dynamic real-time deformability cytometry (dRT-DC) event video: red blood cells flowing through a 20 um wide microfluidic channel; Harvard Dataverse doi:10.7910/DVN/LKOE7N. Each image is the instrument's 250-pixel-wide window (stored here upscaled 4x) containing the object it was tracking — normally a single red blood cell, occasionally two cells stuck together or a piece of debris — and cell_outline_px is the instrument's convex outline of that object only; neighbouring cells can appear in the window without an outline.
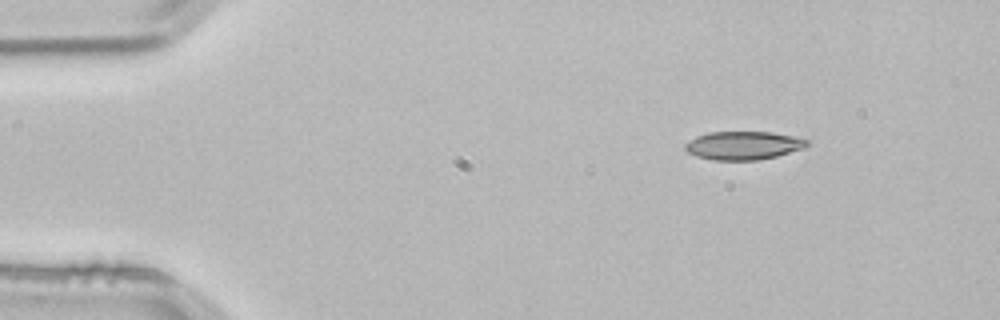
{"species": "common noctule bat (a hibernating species)", "species_latin": "Nyctalus noctula", "temperature_condition": "room temperature", "stored_images_in_passage": 47, "camera_frame_rate_fps": 3000, "um_per_image_px": 0.085, "animal": {"sex": "male", "body_mass_g": 21.5, "forearm_length_mm": 52.0}, "frame": {"image": 1, "passage_image": 1, "time_ms": 0.0, "image_size_px": [1000, 320], "cell_outline_px": [[808, 144], [804, 148], [776, 156], [756, 160], [712, 160], [696, 156], [688, 152], [684, 148], [684, 144], [688, 140], [696, 136], [708, 132], [772, 132], [796, 136], [808, 140]], "centroid_in_image_um": [63.16, 12.36], "position_along_channel_um": 21.8, "area_um2": 20.23}}
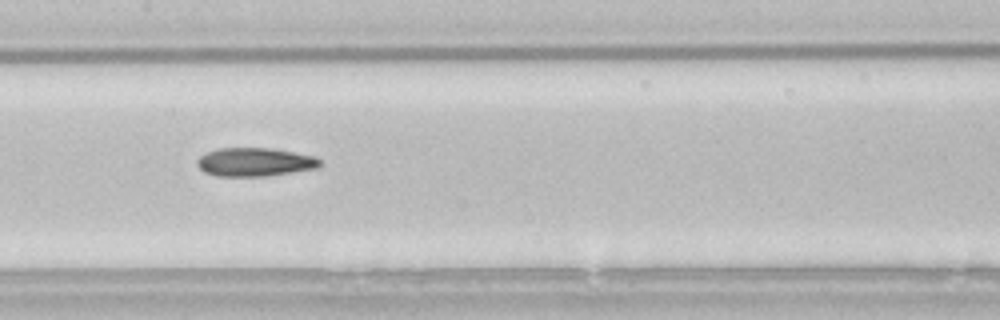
{"frame": {"image": 2, "passage_image": 20, "time_ms": 6.333, "image_size_px": [1000, 320], "cell_outline_px": [[324, 164], [320, 168], [264, 176], [216, 176], [204, 172], [196, 164], [196, 160], [204, 152], [220, 148], [272, 148], [312, 156], [320, 160]], "centroid_in_image_um": [21.64, 13.77], "position_along_channel_um": 185.8, "area_um2": 20.52}}
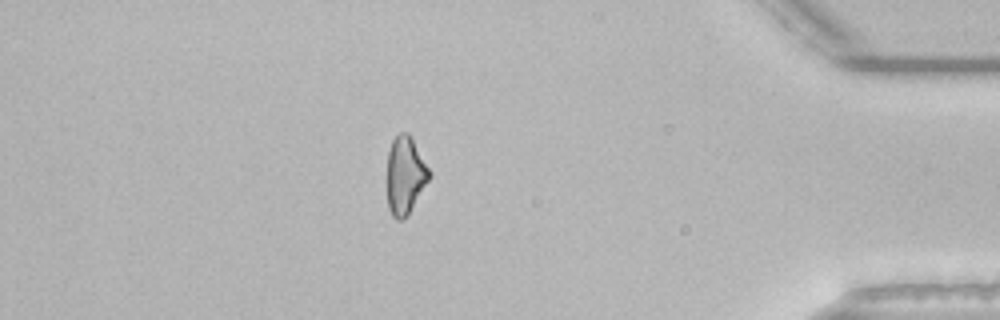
{"frame": {"image": 3, "passage_image": 40, "time_ms": 13.0, "image_size_px": [1000, 320], "cell_outline_px": [[432, 176], [408, 216], [404, 220], [396, 220], [392, 216], [388, 208], [388, 152], [392, 140], [400, 132], [408, 132], [428, 168]], "centroid_in_image_um": [34.45, 14.96], "position_along_channel_um": 400.8, "area_um2": 19.07}, "authors_computed_cell_mechanics": {"area_um2": 20.23, "velocity_mm_per_s": 3.8479, "shape_relaxation_time_tau1_ms": 6.5581, "shape_relaxation_time_tau2_ms": 7.2897, "deformation_change_tau1": 0.1585, "deformation_change_tau2": 0.1908}}